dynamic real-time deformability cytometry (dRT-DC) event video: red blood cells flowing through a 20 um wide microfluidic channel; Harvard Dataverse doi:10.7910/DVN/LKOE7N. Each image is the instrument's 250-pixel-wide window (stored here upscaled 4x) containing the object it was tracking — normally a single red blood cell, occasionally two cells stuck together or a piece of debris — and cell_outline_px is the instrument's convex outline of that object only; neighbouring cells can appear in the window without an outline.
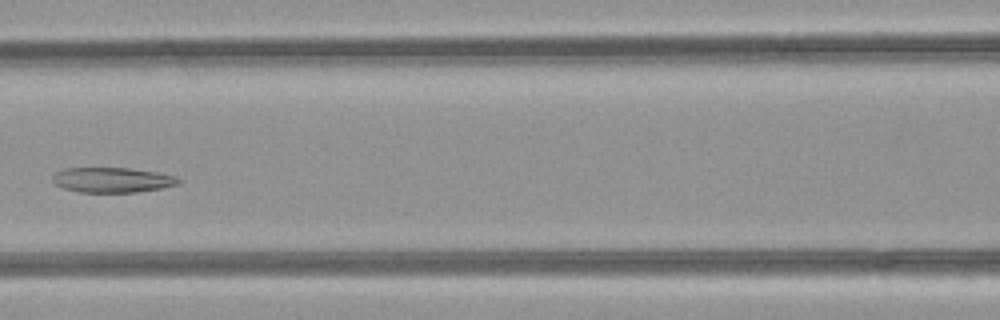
{"species": "common noctule bat (a hibernating species)", "species_latin": "Nyctalus noctula", "temperature_condition": "room temperature", "stored_images_in_passage": 8, "camera_frame_rate_fps": 3000, "um_per_image_px": 0.085, "animal": {"sex": "female", "body_mass_g": 21.9}, "frame": {"image": 1, "passage_image": 7, "time_ms": 2.0, "image_size_px": [1000, 320], "cell_outline_px": [[184, 180], [176, 184], [160, 188], [136, 192], [80, 192], [64, 188], [56, 184], [52, 180], [52, 176], [56, 172], [64, 168], [128, 168], [156, 172], [176, 176]], "centroid_in_image_um": [9.54, 15.29], "position_along_channel_um": 157.1, "area_um2": 18.26}}
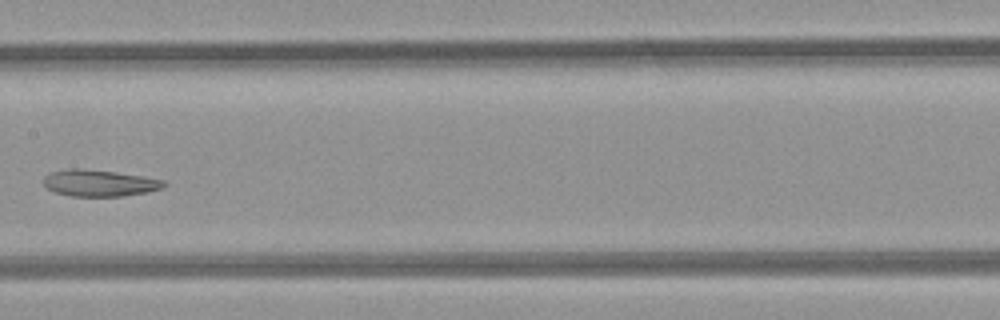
{"frame": {"image": 2, "passage_image": 8, "time_ms": 2.333, "image_size_px": [1000, 320], "cell_outline_px": [[168, 184], [164, 188], [148, 192], [124, 196], [72, 196], [56, 192], [48, 188], [44, 184], [44, 176], [52, 172], [68, 168], [76, 168], [116, 172], [164, 180]], "centroid_in_image_um": [8.49, 15.56], "position_along_channel_um": 198.9, "area_um2": 18.55}}